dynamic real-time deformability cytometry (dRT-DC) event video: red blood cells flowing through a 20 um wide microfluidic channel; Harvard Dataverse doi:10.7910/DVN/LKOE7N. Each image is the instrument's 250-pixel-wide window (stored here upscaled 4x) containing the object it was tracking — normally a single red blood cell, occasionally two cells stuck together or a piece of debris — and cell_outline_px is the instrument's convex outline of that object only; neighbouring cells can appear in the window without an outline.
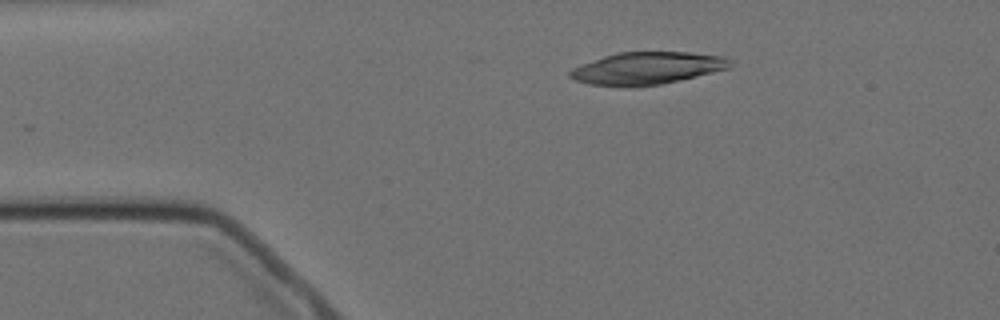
{"species": "Egyptian fruit bat (a non-hibernating species)", "species_latin": "Rousettus aegyptiacus", "temperature_condition": "cold", "stored_images_in_passage": 2, "camera_frame_rate_fps": 3000, "um_per_image_px": 0.085, "animal": {"sex": "female"}, "frame": {"image": 1, "passage_image": 2, "time_ms": 1.333, "image_size_px": [1000, 320], "cell_outline_px": [[732, 68], [680, 80], [660, 84], [624, 88], [588, 84], [576, 80], [568, 76], [568, 72], [572, 68], [580, 64], [604, 56], [620, 52], [688, 52], [724, 56], [732, 60]], "centroid_in_image_um": [55.0, 5.81], "position_along_channel_um": 30.0, "area_um2": 30.58}}